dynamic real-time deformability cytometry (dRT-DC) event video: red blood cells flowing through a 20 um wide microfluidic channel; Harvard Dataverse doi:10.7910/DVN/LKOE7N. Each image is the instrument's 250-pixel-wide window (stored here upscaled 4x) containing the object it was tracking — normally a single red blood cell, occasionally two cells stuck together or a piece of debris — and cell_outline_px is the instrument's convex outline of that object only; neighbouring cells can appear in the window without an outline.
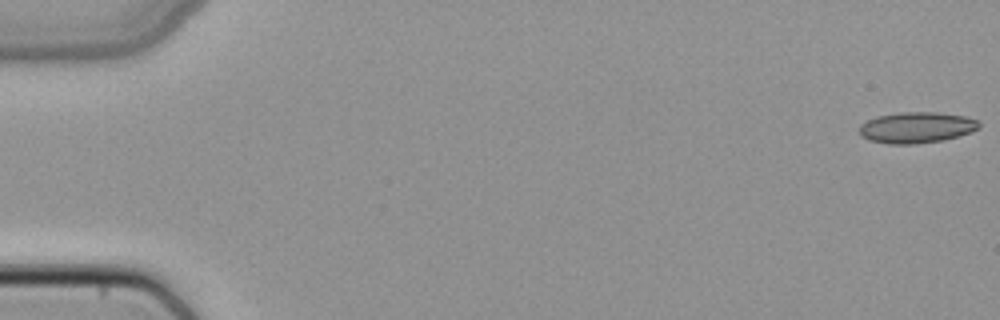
{"species": "common noctule bat (a hibernating species)", "species_latin": "Nyctalus noctula", "temperature_condition": "cold", "stored_images_in_passage": 50, "camera_frame_rate_fps": 3000, "um_per_image_px": 0.085, "animal": {"sex": "female", "body_mass_g": 22.7, "forearm_length_mm": 54.2}, "frame": {"image": 1, "passage_image": 1, "time_ms": 0.0, "image_size_px": [1000, 320], "cell_outline_px": [[980, 128], [972, 132], [944, 140], [916, 144], [888, 144], [868, 140], [860, 136], [860, 124], [876, 116], [900, 112], [936, 112], [964, 116], [980, 120]], "centroid_in_image_um": [77.92, 10.84], "position_along_channel_um": 7.1, "area_um2": 21.91}}
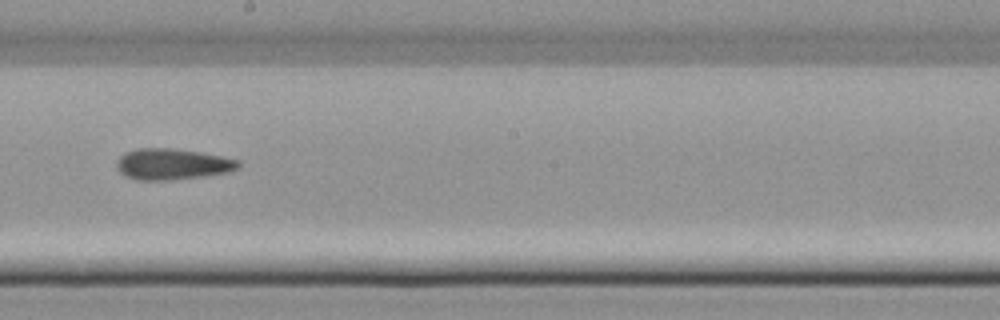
{"frame": {"image": 2, "passage_image": 29, "time_ms": 9.333, "image_size_px": [1000, 320], "cell_outline_px": [[240, 168], [232, 172], [204, 176], [168, 180], [136, 180], [120, 172], [116, 168], [116, 160], [124, 152], [136, 148], [172, 148], [200, 152], [240, 160]], "centroid_in_image_um": [14.66, 13.95], "position_along_channel_um": 233.5, "area_um2": 22.25}}
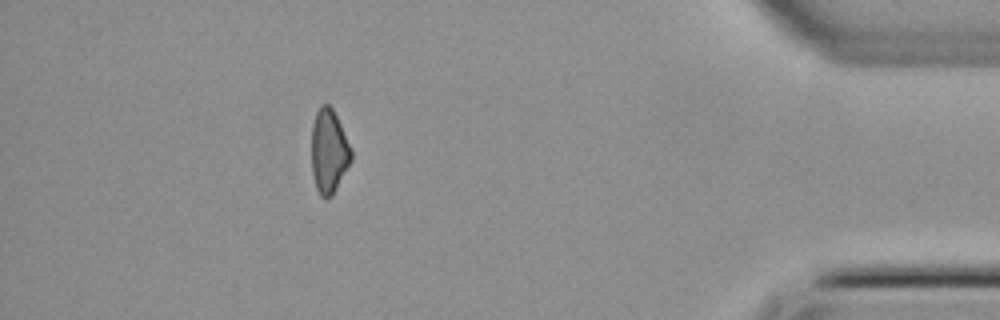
{"frame": {"image": 3, "passage_image": 45, "time_ms": 14.667, "image_size_px": [1000, 320], "cell_outline_px": [[352, 160], [332, 196], [324, 200], [320, 196], [316, 188], [312, 172], [312, 124], [316, 112], [320, 104], [328, 104], [332, 108], [352, 148]], "centroid_in_image_um": [27.96, 12.88], "position_along_channel_um": 407.2, "area_um2": 19.54}}